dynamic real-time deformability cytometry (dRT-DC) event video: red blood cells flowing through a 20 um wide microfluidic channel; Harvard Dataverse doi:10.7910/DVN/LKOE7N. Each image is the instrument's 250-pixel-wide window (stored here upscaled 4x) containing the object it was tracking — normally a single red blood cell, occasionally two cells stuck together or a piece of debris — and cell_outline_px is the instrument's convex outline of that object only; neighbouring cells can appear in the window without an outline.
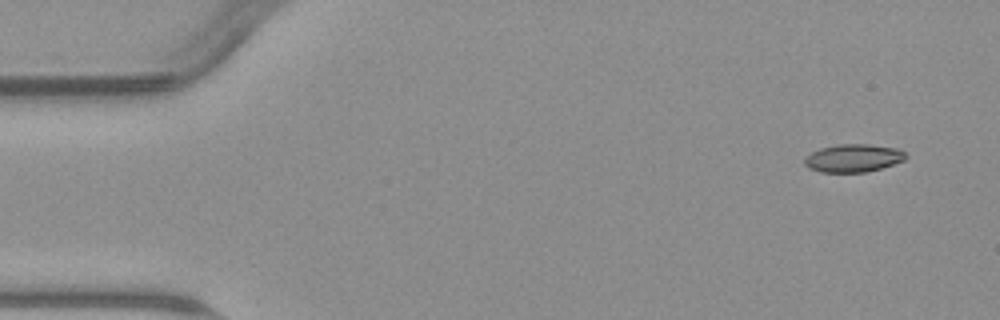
{"species": "common noctule bat (a hibernating species)", "species_latin": "Nyctalus noctula", "temperature_condition": "warm", "stored_images_in_passage": 6, "camera_frame_rate_fps": 3000, "um_per_image_px": 0.085, "animal": {"sex": "male", "body_mass_g": 23.1, "forearm_length_mm": 52.7}, "frame": {"image": 1, "passage_image": 1, "time_ms": 0.0, "image_size_px": [1000, 320], "cell_outline_px": [[908, 156], [904, 160], [880, 168], [864, 172], [820, 172], [808, 168], [804, 164], [804, 160], [812, 152], [820, 148], [840, 144], [868, 144], [900, 148]], "centroid_in_image_um": [72.54, 13.43], "position_along_channel_um": 12.5, "area_um2": 16.42}}
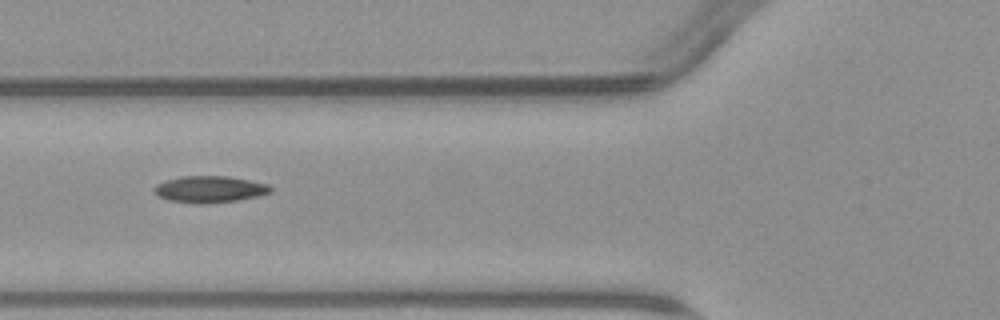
{"frame": {"image": 2, "passage_image": 5, "time_ms": 5.667, "image_size_px": [1000, 320], "cell_outline_px": [[272, 192], [260, 196], [240, 200], [200, 204], [168, 200], [152, 192], [152, 188], [156, 184], [164, 180], [180, 176], [228, 176], [268, 184], [272, 188]], "centroid_in_image_um": [17.81, 16.08], "position_along_channel_um": 108.0, "area_um2": 18.26}}
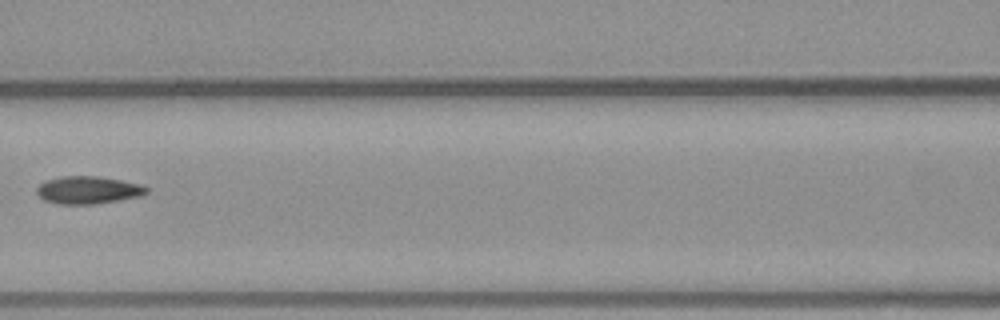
{"frame": {"image": 3, "passage_image": 6, "time_ms": 7.0, "image_size_px": [1000, 320], "cell_outline_px": [[148, 192], [140, 196], [92, 204], [56, 204], [44, 200], [36, 192], [36, 188], [40, 184], [48, 180], [60, 176], [100, 176], [140, 184], [148, 188]], "centroid_in_image_um": [7.46, 16.15], "position_along_channel_um": 159.1, "area_um2": 17.51}}